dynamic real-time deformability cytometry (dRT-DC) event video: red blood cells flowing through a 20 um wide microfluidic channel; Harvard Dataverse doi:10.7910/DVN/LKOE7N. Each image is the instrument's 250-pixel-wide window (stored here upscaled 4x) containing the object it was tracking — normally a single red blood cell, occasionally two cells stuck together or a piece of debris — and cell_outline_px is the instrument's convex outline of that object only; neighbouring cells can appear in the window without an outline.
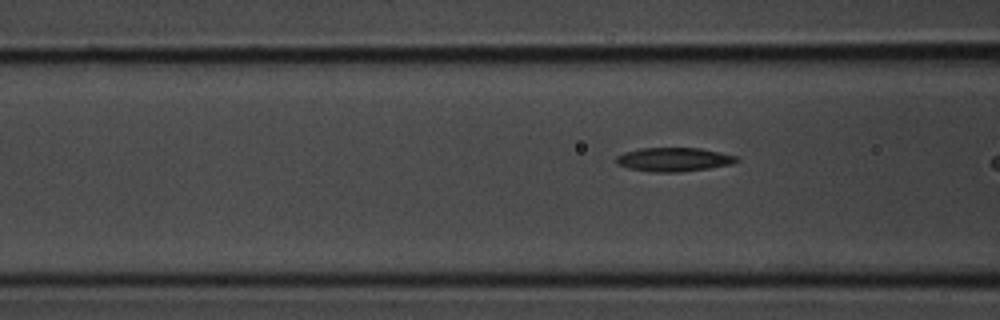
{"species": "common noctule bat (a hibernating species)", "species_latin": "Nyctalus noctula", "temperature_condition": "room temperature", "stored_images_in_passage": 4, "segment_of_instrument_passage": [2, 2], "camera_frame_rate_fps": 3000, "um_per_image_px": 0.085, "animal": {"sex": "male", "body_mass_g": 20.1, "forearm_length_mm": 53.5}, "frame": {"image": 1, "passage_image": 4, "time_ms": 1.0, "image_size_px": [1000, 320], "cell_outline_px": [[740, 160], [732, 164], [708, 168], [680, 172], [652, 172], [628, 168], [616, 164], [616, 156], [624, 152], [640, 148], [700, 148], [740, 156]], "centroid_in_image_um": [57.29, 13.55], "position_along_channel_um": 109.3, "area_um2": 16.88}}